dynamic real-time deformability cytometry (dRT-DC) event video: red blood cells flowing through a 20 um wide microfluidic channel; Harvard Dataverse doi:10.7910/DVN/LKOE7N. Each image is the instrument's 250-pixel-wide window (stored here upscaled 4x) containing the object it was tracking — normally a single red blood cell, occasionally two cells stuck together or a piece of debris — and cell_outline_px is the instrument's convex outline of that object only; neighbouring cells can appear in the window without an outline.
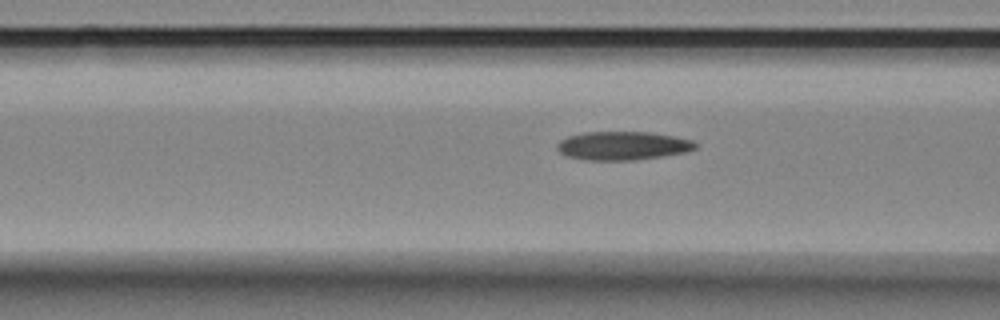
{"species": "Egyptian fruit bat (a non-hibernating species)", "species_latin": "Rousettus aegyptiacus", "temperature_condition": "room temperature", "stored_images_in_passage": 20, "camera_frame_rate_fps": 3000, "um_per_image_px": 0.085, "animal": {"sex": "female"}, "frame": {"image": 1, "passage_image": 18, "time_ms": 5.667, "image_size_px": [1000, 320], "cell_outline_px": [[696, 148], [688, 152], [664, 156], [636, 160], [588, 160], [568, 156], [560, 152], [556, 148], [556, 144], [560, 140], [568, 136], [584, 132], [648, 132], [672, 136], [692, 140], [696, 144]], "centroid_in_image_um": [52.93, 12.39], "position_along_channel_um": 113.7, "area_um2": 23.0}}